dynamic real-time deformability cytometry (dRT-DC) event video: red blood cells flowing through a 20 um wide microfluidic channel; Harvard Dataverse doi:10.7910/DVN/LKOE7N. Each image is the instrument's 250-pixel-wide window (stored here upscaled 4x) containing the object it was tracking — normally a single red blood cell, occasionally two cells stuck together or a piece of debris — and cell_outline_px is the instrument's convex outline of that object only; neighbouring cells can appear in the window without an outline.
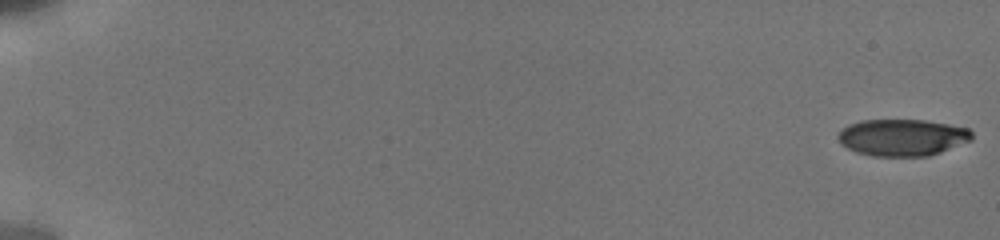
{"species": "human", "species_latin": "Homo sapiens", "temperature_condition": "cold", "stored_images_in_passage": 9, "camera_frame_rate_fps": 3000, "um_per_image_px": 0.085, "donor": {"sex": "male"}, "frame": {"image": 1, "passage_image": 1, "time_ms": 0.0, "image_size_px": [1000, 240], "cell_outline_px": [[972, 140], [940, 152], [928, 156], [872, 156], [856, 152], [840, 144], [836, 136], [848, 124], [860, 120], [924, 120], [948, 124], [968, 128], [972, 132]], "centroid_in_image_um": [76.68, 11.68], "position_along_channel_um": 8.3, "area_um2": 28.73}}
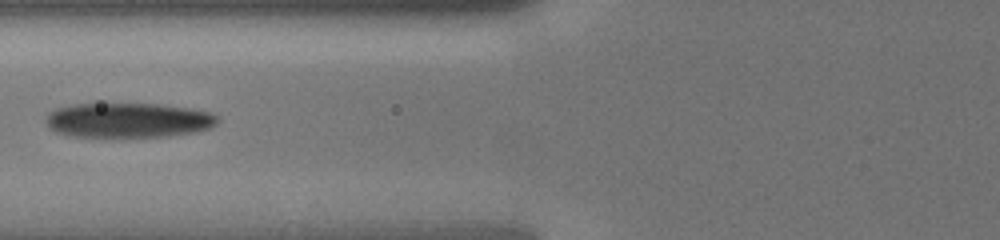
{"frame": {"image": 2, "passage_image": 8, "time_ms": 8.0, "image_size_px": [1000, 240], "cell_outline_px": [[220, 120], [212, 128], [196, 132], [168, 136], [68, 136], [56, 132], [48, 128], [48, 112], [56, 108], [76, 104], [160, 104], [208, 112], [216, 116]], "centroid_in_image_um": [10.9, 10.22], "position_along_channel_um": 114.9, "area_um2": 34.45}}
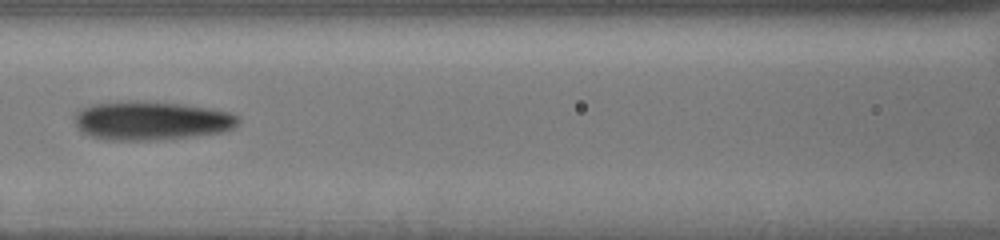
{"frame": {"image": 3, "passage_image": 9, "time_ms": 9.0, "image_size_px": [1000, 240], "cell_outline_px": [[240, 124], [224, 132], [196, 136], [156, 140], [104, 140], [80, 132], [76, 128], [72, 116], [80, 108], [88, 104], [128, 100], [144, 100], [184, 104], [212, 108], [232, 112], [240, 116]], "centroid_in_image_um": [12.84, 10.24], "position_along_channel_um": 153.8, "area_um2": 38.21}}